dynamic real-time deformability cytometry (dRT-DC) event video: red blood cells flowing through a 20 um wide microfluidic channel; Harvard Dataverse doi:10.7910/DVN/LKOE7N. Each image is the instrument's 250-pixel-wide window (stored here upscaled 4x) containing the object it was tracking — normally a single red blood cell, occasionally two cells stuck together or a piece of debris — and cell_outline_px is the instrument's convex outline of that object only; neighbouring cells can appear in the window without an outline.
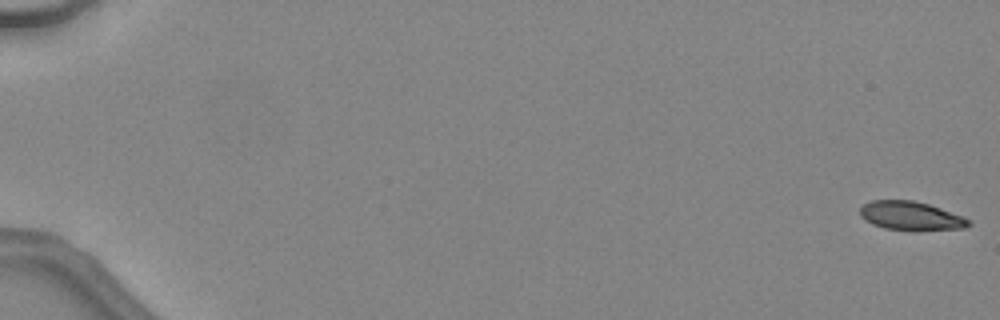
{"species": "common noctule bat (a hibernating species)", "species_latin": "Nyctalus noctula", "temperature_condition": "warm", "stored_images_in_passage": 49, "camera_frame_rate_fps": 3000, "um_per_image_px": 0.085, "animal": {"sex": "female", "body_mass_g": 24.6, "forearm_length_mm": 56.2}, "frame": {"image": 1, "passage_image": 1, "time_ms": 0.0, "image_size_px": [1000, 320], "cell_outline_px": [[972, 224], [964, 228], [912, 232], [884, 228], [872, 224], [864, 220], [860, 216], [860, 208], [864, 204], [872, 200], [912, 200], [928, 204], [964, 216]], "centroid_in_image_um": [77.42, 18.37], "position_along_channel_um": 7.6, "area_um2": 18.61}}
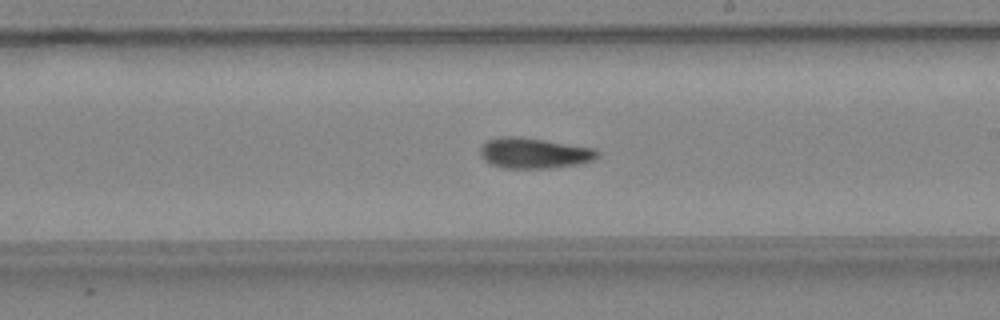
{"frame": {"image": 2, "passage_image": 30, "time_ms": 9.667, "image_size_px": [1000, 320], "cell_outline_px": [[600, 156], [596, 160], [584, 164], [556, 168], [500, 168], [488, 164], [480, 156], [480, 148], [488, 140], [496, 136], [520, 136], [596, 148], [600, 152]], "centroid_in_image_um": [45.45, 13.02], "position_along_channel_um": 243.6, "area_um2": 21.62}}
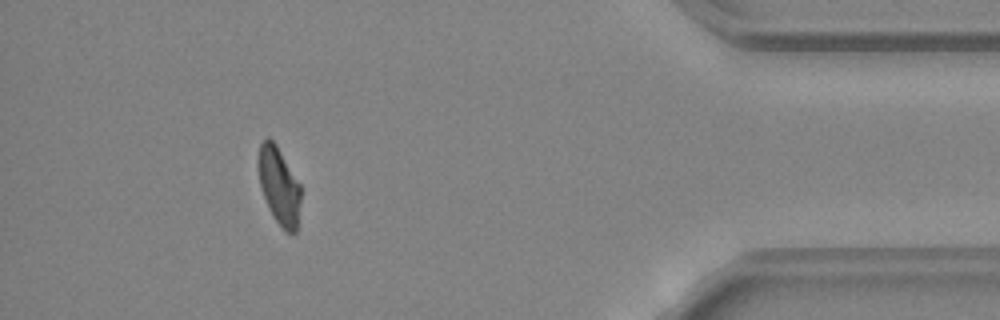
{"frame": {"image": 3, "passage_image": 44, "time_ms": 14.333, "image_size_px": [1000, 320], "cell_outline_px": [[300, 200], [296, 232], [284, 232], [272, 216], [260, 188], [260, 144], [268, 136], [276, 144], [300, 184]], "centroid_in_image_um": [23.74, 15.84], "position_along_channel_um": 411.5, "area_um2": 18.67}}